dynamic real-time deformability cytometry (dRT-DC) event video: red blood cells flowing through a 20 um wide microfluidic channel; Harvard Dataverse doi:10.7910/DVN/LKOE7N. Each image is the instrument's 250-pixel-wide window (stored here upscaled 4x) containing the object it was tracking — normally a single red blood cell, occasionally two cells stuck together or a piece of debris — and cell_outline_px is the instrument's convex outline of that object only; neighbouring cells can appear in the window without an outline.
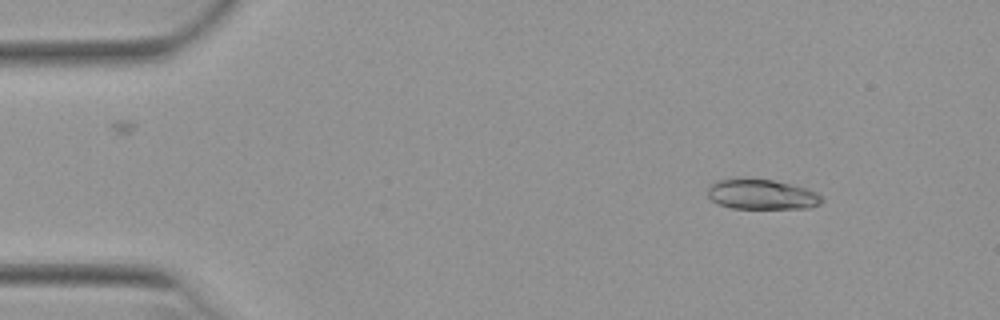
{"species": "Egyptian fruit bat (a non-hibernating species)", "species_latin": "Rousettus aegyptiacus", "temperature_condition": "warm", "stored_images_in_passage": 48, "camera_frame_rate_fps": 3000, "um_per_image_px": 0.085, "animal": {"sex": "female"}, "frame": {"image": 1, "passage_image": 3, "time_ms": 0.667, "image_size_px": [1000, 320], "cell_outline_px": [[824, 200], [820, 204], [808, 208], [732, 208], [720, 204], [712, 200], [708, 196], [708, 188], [716, 180], [772, 180], [792, 184], [808, 188], [824, 196]], "centroid_in_image_um": [64.83, 16.54], "position_along_channel_um": 20.2, "area_um2": 19.71}}
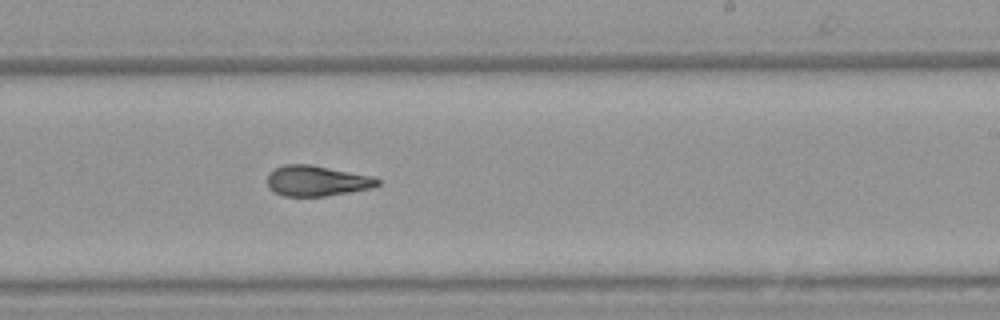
{"frame": {"image": 2, "passage_image": 28, "time_ms": 9.0, "image_size_px": [1000, 320], "cell_outline_px": [[380, 184], [372, 188], [324, 196], [284, 196], [272, 192], [268, 188], [268, 172], [284, 164], [312, 164], [376, 176], [380, 180]], "centroid_in_image_um": [26.94, 15.36], "position_along_channel_um": 262.1, "area_um2": 19.94}}
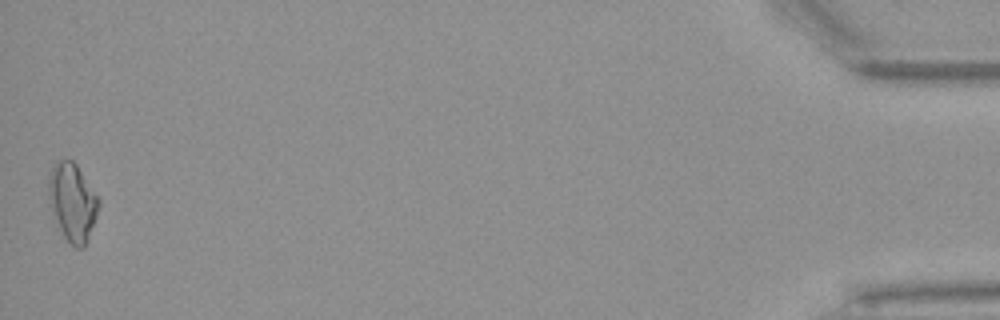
{"frame": {"image": 3, "passage_image": 48, "time_ms": 15.667, "image_size_px": [1000, 320], "cell_outline_px": [[100, 204], [96, 216], [84, 248], [76, 248], [64, 236], [52, 216], [48, 196], [48, 176], [52, 164], [56, 160], [72, 160], [76, 164], [100, 200]], "centroid_in_image_um": [6.12, 17.15], "position_along_channel_um": 429.1, "area_um2": 22.72}, "authors_computed_cell_mechanics": {"area_um2": 20.0566, "velocity_mm_per_s": 3.9425, "shape_relaxation_time_tau1_ms": null, "shape_relaxation_time_tau2_ms": 2.83, "deformation_change_tau1": null, "deformation_change_tau2": 0.1054}}